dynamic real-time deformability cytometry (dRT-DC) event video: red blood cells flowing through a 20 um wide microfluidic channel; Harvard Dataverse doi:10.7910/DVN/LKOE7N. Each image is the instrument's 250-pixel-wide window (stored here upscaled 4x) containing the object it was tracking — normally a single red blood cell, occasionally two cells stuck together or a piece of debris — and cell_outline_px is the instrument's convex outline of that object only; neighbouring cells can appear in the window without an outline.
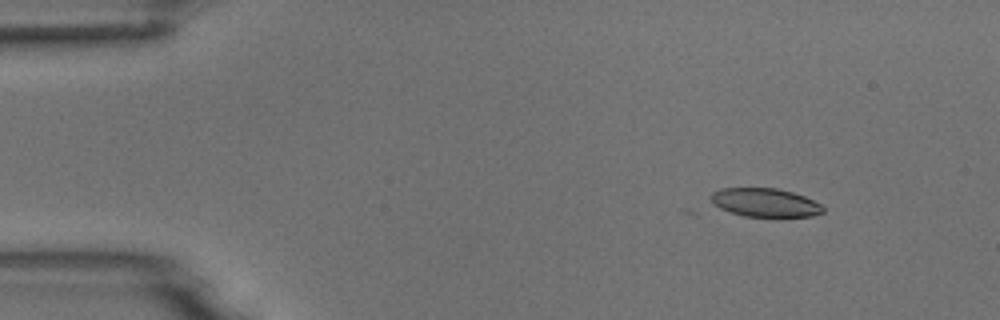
{"species": "common noctule bat (a hibernating species)", "species_latin": "Nyctalus noctula", "temperature_condition": "room temperature", "stored_images_in_passage": 4, "camera_frame_rate_fps": 3000, "um_per_image_px": 0.085, "animal": {"sex": "male", "body_mass_g": 18.8}, "frame": {"image": 1, "passage_image": 2, "time_ms": 0.333, "image_size_px": [1000, 320], "cell_outline_px": [[824, 212], [812, 216], [744, 216], [720, 208], [712, 204], [712, 192], [720, 188], [776, 188], [792, 192], [804, 196], [820, 204], [824, 208]], "centroid_in_image_um": [65.02, 17.21], "position_along_channel_um": 20.0, "area_um2": 18.44}}
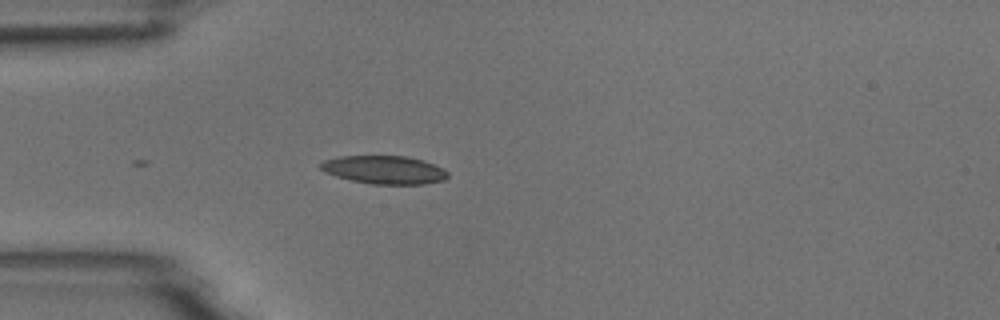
{"frame": {"image": 2, "passage_image": 4, "time_ms": 1.0, "image_size_px": [1000, 320], "cell_outline_px": [[448, 176], [444, 180], [424, 184], [372, 184], [352, 180], [336, 176], [324, 172], [320, 168], [320, 164], [324, 160], [340, 156], [404, 156], [424, 160], [444, 168], [448, 172]], "centroid_in_image_um": [32.68, 14.43], "position_along_channel_um": 52.3, "area_um2": 20.92}}